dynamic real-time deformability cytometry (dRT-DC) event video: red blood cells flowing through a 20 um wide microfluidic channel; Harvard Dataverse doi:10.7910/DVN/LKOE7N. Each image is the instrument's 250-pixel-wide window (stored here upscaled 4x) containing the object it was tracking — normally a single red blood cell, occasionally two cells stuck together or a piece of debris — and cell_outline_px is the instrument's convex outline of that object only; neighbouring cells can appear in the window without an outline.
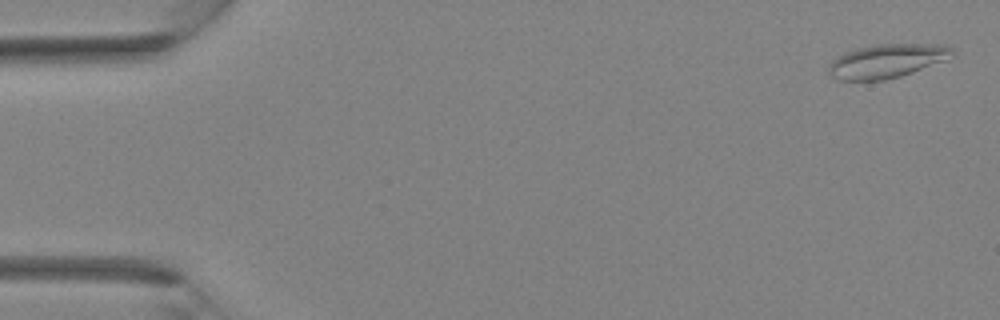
{"species": "Egyptian fruit bat (a non-hibernating species)", "species_latin": "Rousettus aegyptiacus", "temperature_condition": "room temperature", "stored_images_in_passage": 37, "camera_frame_rate_fps": 3000, "um_per_image_px": 0.085, "animal": {"sex": "female"}, "frame": {"image": 1, "passage_image": 1, "time_ms": 0.0, "image_size_px": [1000, 320], "cell_outline_px": [[956, 56], [912, 72], [900, 76], [884, 80], [840, 80], [828, 76], [828, 64], [836, 56], [844, 52], [876, 44], [944, 44], [952, 48], [956, 52]], "centroid_in_image_um": [75.38, 5.18], "position_along_channel_um": 9.6, "area_um2": 24.57}}
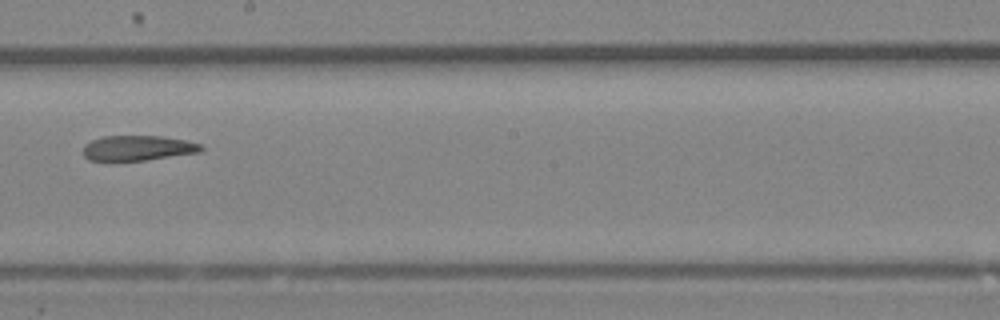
{"frame": {"image": 2, "passage_image": 21, "time_ms": 6.667, "image_size_px": [1000, 320], "cell_outline_px": [[204, 148], [200, 152], [144, 160], [112, 164], [88, 160], [84, 156], [84, 144], [92, 140], [104, 136], [160, 136], [184, 140], [200, 144]], "centroid_in_image_um": [11.61, 12.63], "position_along_channel_um": 236.6, "area_um2": 17.8}}
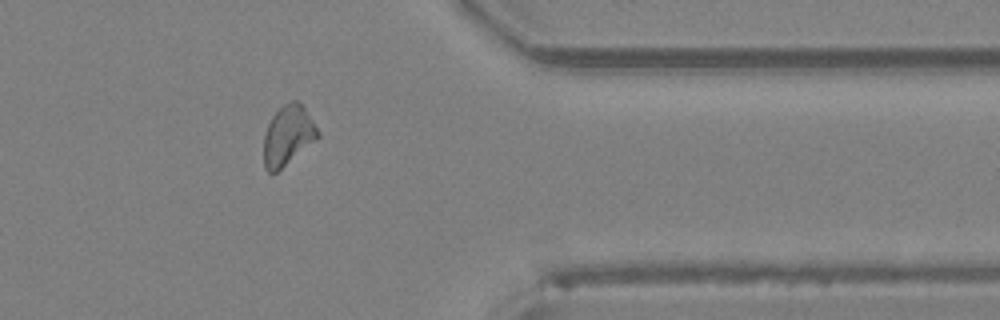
{"frame": {"image": 3, "passage_image": 30, "time_ms": 9.667, "image_size_px": [1000, 320], "cell_outline_px": [[320, 136], [316, 140], [276, 172], [268, 172], [264, 168], [264, 136], [268, 124], [272, 116], [284, 104], [292, 100], [296, 100], [304, 108], [320, 132]], "centroid_in_image_um": [24.47, 11.52], "position_along_channel_um": 386.9, "area_um2": 18.5}}